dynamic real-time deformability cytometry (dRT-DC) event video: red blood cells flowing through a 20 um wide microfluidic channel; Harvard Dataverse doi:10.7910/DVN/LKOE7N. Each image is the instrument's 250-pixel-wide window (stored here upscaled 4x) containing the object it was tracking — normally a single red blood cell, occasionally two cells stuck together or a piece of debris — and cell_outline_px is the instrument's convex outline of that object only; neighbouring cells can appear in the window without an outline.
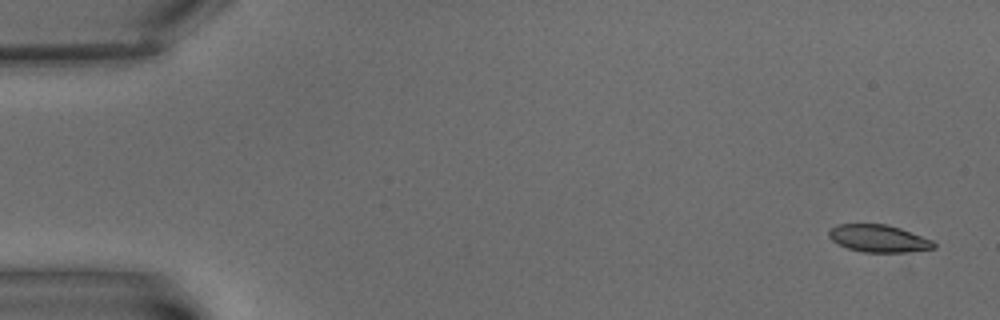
{"species": "common noctule bat (a hibernating species)", "species_latin": "Nyctalus noctula", "temperature_condition": "warm", "stored_images_in_passage": 6, "camera_frame_rate_fps": 3000, "um_per_image_px": 0.085, "animal": {"sex": "male", "body_mass_g": 15.6}, "frame": {"image": 1, "passage_image": 1, "time_ms": 0.0, "image_size_px": [1000, 320], "cell_outline_px": [[936, 248], [908, 252], [864, 252], [848, 248], [832, 240], [828, 236], [828, 232], [836, 224], [888, 224], [900, 228], [932, 240], [936, 244]], "centroid_in_image_um": [74.69, 20.27], "position_along_channel_um": 10.3, "area_um2": 16.65}}
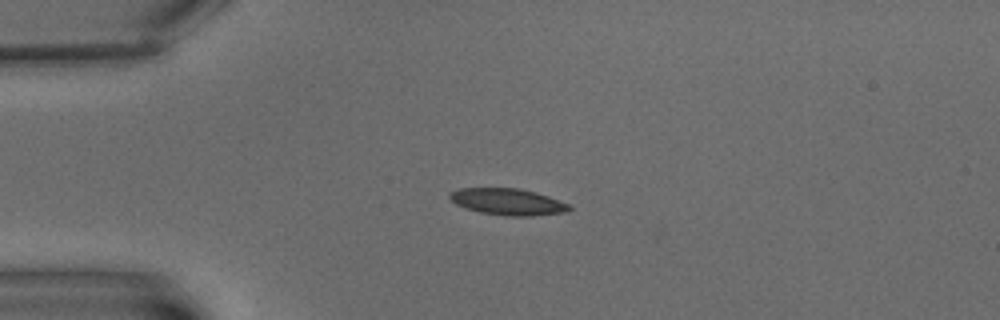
{"frame": {"image": 2, "passage_image": 5, "time_ms": 4.667, "image_size_px": [1000, 320], "cell_outline_px": [[572, 208], [568, 212], [532, 216], [504, 216], [480, 212], [464, 208], [456, 204], [448, 196], [448, 192], [460, 188], [520, 188], [536, 192], [548, 196], [568, 204]], "centroid_in_image_um": [43.15, 17.15], "position_along_channel_um": 41.9, "area_um2": 18.67}}